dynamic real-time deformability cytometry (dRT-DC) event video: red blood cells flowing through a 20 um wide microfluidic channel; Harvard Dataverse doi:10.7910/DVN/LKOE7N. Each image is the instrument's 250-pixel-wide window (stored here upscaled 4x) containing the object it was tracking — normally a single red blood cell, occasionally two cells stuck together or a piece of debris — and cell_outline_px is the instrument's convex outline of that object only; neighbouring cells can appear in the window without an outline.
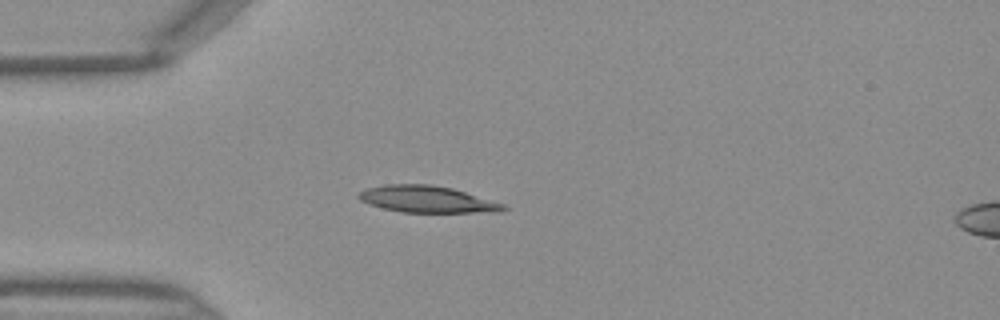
{"species": "Egyptian fruit bat (a non-hibernating species)", "species_latin": "Rousettus aegyptiacus", "temperature_condition": "warm", "stored_images_in_passage": 42, "camera_frame_rate_fps": 3000, "um_per_image_px": 0.085, "frame": {"image": 1, "passage_image": 8, "time_ms": 2.333, "image_size_px": [1000, 320], "cell_outline_px": [[508, 208], [504, 212], [400, 212], [368, 204], [360, 200], [356, 196], [360, 192], [368, 188], [384, 184], [432, 184], [452, 188], [504, 204]], "centroid_in_image_um": [36.3, 16.93], "position_along_channel_um": 48.7, "area_um2": 22.48}}
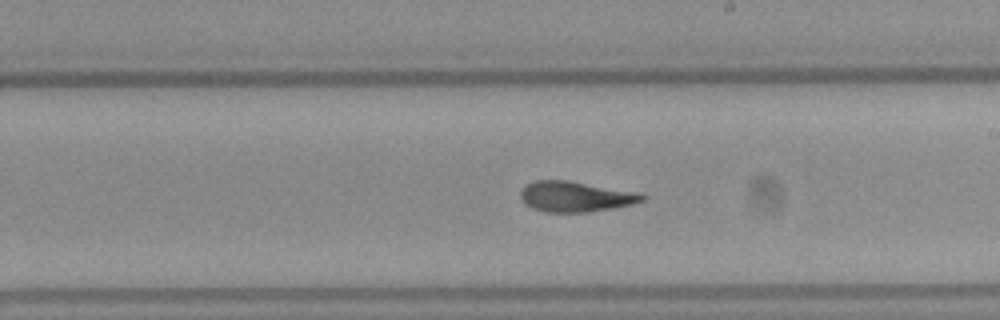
{"frame": {"image": 2, "passage_image": 22, "time_ms": 7.0, "image_size_px": [1000, 320], "cell_outline_px": [[648, 196], [644, 200], [632, 204], [612, 208], [588, 212], [548, 212], [532, 208], [524, 204], [520, 200], [520, 192], [524, 184], [536, 180], [568, 180], [640, 192]], "centroid_in_image_um": [48.91, 16.7], "position_along_channel_um": 240.1, "area_um2": 21.91}}
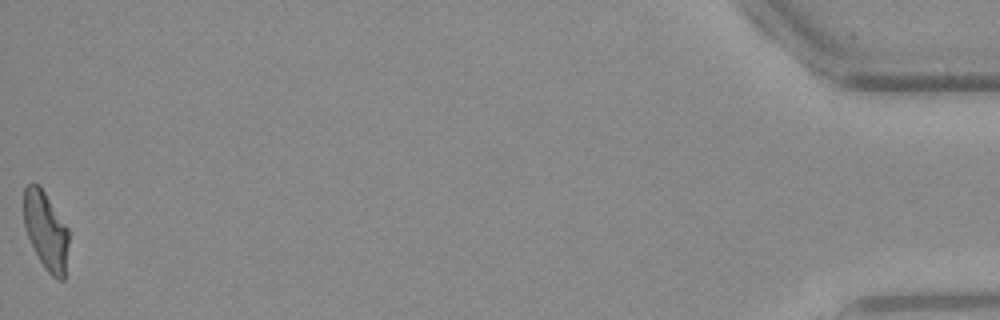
{"frame": {"image": 3, "passage_image": 42, "time_ms": 13.667, "image_size_px": [1000, 320], "cell_outline_px": [[68, 244], [64, 280], [60, 280], [52, 276], [44, 268], [28, 236], [24, 224], [24, 188], [28, 184], [36, 184], [44, 192], [68, 228]], "centroid_in_image_um": [3.9, 19.63], "position_along_channel_um": 431.3, "area_um2": 19.94}}